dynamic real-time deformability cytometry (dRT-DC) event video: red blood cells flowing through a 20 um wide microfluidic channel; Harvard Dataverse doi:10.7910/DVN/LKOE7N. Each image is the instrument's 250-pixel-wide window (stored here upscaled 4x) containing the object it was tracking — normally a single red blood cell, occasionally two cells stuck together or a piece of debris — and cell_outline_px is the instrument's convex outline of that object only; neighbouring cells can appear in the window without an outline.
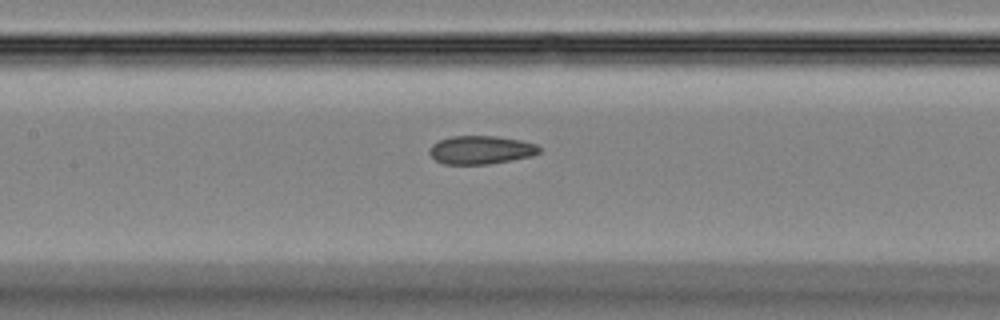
{"species": "Egyptian fruit bat (a non-hibernating species)", "species_latin": "Rousettus aegyptiacus", "temperature_condition": "room temperature", "stored_images_in_passage": 45, "camera_frame_rate_fps": 3000, "um_per_image_px": 0.085, "animal": {"sex": "female"}, "frame": {"image": 1, "passage_image": 21, "time_ms": 6.667, "image_size_px": [1000, 320], "cell_outline_px": [[540, 152], [532, 156], [512, 160], [488, 164], [444, 164], [436, 160], [428, 152], [428, 148], [432, 144], [440, 140], [452, 136], [496, 136], [520, 140], [536, 144], [540, 148]], "centroid_in_image_um": [40.87, 12.74], "position_along_channel_um": 166.5, "area_um2": 18.15}}
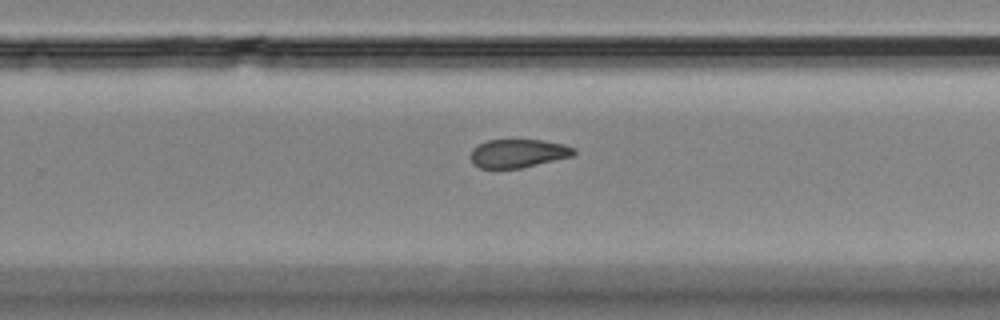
{"frame": {"image": 2, "passage_image": 29, "time_ms": 9.333, "image_size_px": [1000, 320], "cell_outline_px": [[576, 152], [572, 156], [520, 168], [480, 168], [472, 164], [468, 156], [472, 148], [476, 144], [488, 140], [540, 140], [564, 144], [576, 148]], "centroid_in_image_um": [43.97, 13.03], "position_along_channel_um": 285.8, "area_um2": 17.28}}
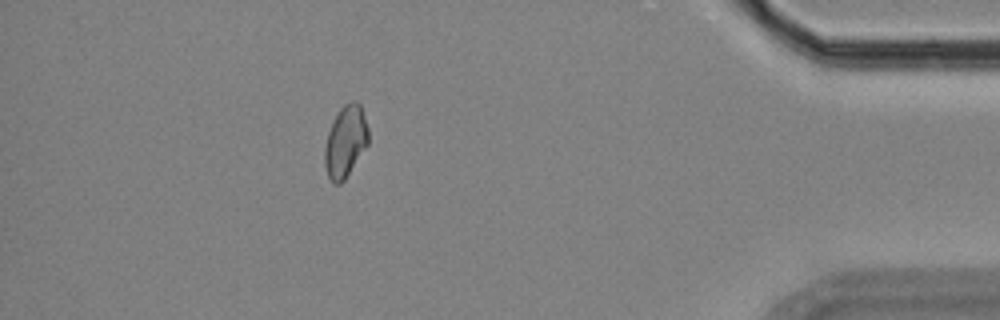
{"frame": {"image": 3, "passage_image": 40, "time_ms": 13.0, "image_size_px": [1000, 320], "cell_outline_px": [[368, 144], [344, 180], [340, 184], [332, 184], [328, 176], [324, 164], [324, 148], [328, 132], [340, 108], [344, 104], [352, 100], [356, 100], [360, 104], [368, 128]], "centroid_in_image_um": [29.35, 12.04], "position_along_channel_um": 405.8, "area_um2": 18.15}}